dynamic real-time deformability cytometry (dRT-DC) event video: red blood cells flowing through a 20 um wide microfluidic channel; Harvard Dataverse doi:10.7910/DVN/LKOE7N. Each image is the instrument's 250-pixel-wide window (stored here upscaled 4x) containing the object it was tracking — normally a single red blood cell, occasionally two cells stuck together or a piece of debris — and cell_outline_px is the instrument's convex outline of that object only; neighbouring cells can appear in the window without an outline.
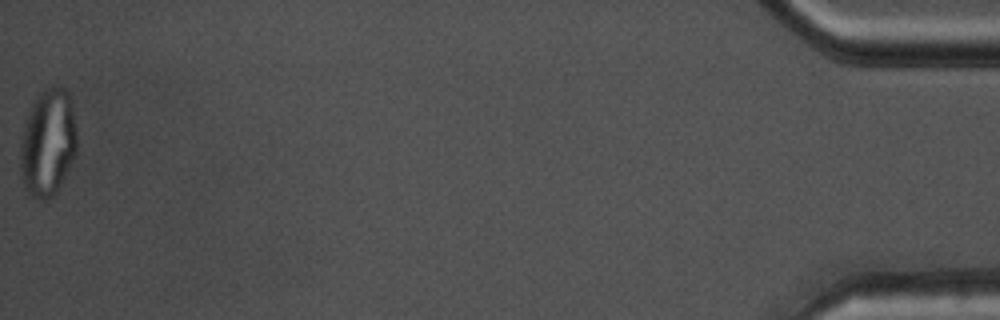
{"species": "common noctule bat (a hibernating species)", "species_latin": "Nyctalus noctula", "temperature_condition": "warm", "stored_images_in_passage": 54, "camera_frame_rate_fps": 3000, "um_per_image_px": 0.085, "animal": {"sex": "male", "body_mass_g": 17.5, "forearm_length_mm": 52.3}, "frame": {"image": 1, "passage_image": 54, "time_ms": 17.667, "image_size_px": [1000, 320], "cell_outline_px": [[76, 156], [56, 192], [52, 196], [44, 200], [40, 200], [28, 196], [24, 188], [20, 168], [20, 136], [24, 124], [32, 104], [40, 92], [44, 88], [64, 88], [68, 92], [76, 128]], "centroid_in_image_um": [4.04, 12.18], "position_along_channel_um": 431.2, "area_um2": 35.55}, "authors_computed_cell_mechanics": {"area_um2": 29.1023, "velocity_mm_per_s": 3.7561, "shape_relaxation_time_tau1_ms": null, "shape_relaxation_time_tau2_ms": 0.8435, "deformation_change_tau1": null, "deformation_change_tau2": 0.0803}}